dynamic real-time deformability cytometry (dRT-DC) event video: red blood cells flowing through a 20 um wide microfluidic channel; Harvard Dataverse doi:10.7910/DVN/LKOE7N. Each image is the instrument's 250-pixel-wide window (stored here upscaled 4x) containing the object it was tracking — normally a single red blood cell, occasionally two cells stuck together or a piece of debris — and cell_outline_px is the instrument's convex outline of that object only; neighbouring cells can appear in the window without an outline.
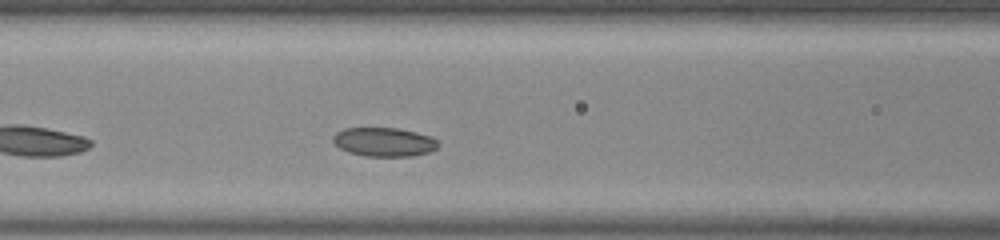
{"species": "common noctule bat (a hibernating species)", "species_latin": "Nyctalus noctula", "temperature_condition": "room temperature", "stored_images_in_passage": 30, "camera_frame_rate_fps": 3000, "um_per_image_px": 0.085, "animal": {"sex": "male", "body_mass_g": 20.0, "forearm_length_mm": 53.3}, "frame": {"image": 1, "passage_image": 8, "time_ms": 2.333, "image_size_px": [1000, 240], "cell_outline_px": [[440, 144], [436, 148], [428, 152], [412, 156], [364, 156], [348, 152], [340, 148], [332, 140], [332, 136], [336, 132], [344, 128], [396, 128], [416, 132], [432, 136]], "centroid_in_image_um": [32.63, 12.06], "position_along_channel_um": 134.0, "area_um2": 17.74}}
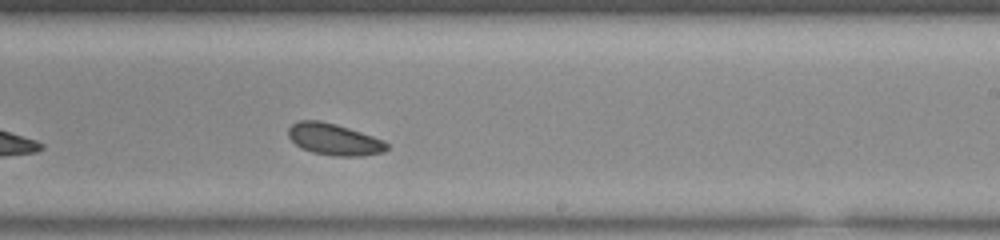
{"frame": {"image": 2, "passage_image": 18, "time_ms": 5.667, "image_size_px": [1000, 240], "cell_outline_px": [[388, 148], [384, 152], [364, 156], [332, 156], [312, 152], [300, 148], [288, 136], [288, 128], [292, 124], [300, 120], [320, 120], [336, 124], [384, 140], [388, 144]], "centroid_in_image_um": [28.39, 11.85], "position_along_channel_um": 260.6, "area_um2": 18.21}}
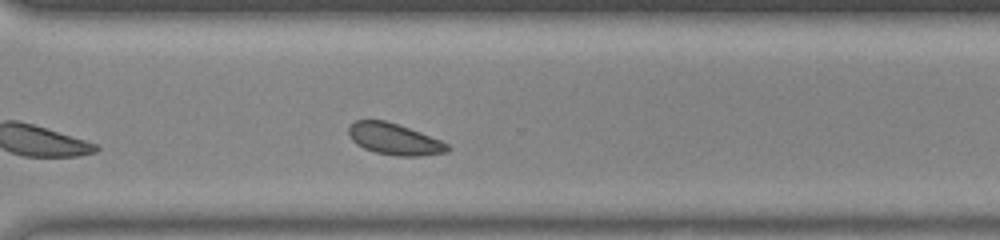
{"frame": {"image": 3, "passage_image": 24, "time_ms": 7.667, "image_size_px": [1000, 240], "cell_outline_px": [[452, 148], [448, 152], [424, 156], [396, 156], [376, 152], [364, 148], [356, 144], [348, 136], [348, 128], [356, 120], [384, 120], [420, 132], [440, 140], [448, 144]], "centroid_in_image_um": [33.53, 11.84], "position_along_channel_um": 337.1, "area_um2": 18.09}, "authors_computed_cell_mechanics": {"area_um2": 18.207, "velocity_mm_per_s": 3.8151, "shape_relaxation_time_tau1_ms": 3.604, "shape_relaxation_time_tau2_ms": 3.4458, "deformation_change_tau1": 0.0616, "deformation_change_tau2": 0.0697}}